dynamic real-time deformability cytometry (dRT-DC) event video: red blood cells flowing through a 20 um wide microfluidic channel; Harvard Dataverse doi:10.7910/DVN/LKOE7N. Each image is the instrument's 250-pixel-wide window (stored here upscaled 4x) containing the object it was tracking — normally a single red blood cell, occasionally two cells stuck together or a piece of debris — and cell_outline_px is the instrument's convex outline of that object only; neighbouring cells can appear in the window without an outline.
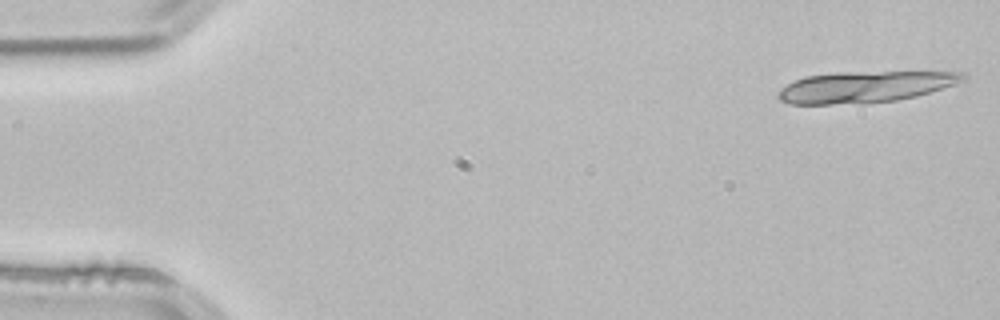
{"species": "common noctule bat (a hibernating species)", "species_latin": "Nyctalus noctula", "temperature_condition": "room temperature", "stored_images_in_passage": 18, "camera_frame_rate_fps": 3000, "um_per_image_px": 0.085, "animal": {"sex": "male", "body_mass_g": 21.5, "forearm_length_mm": 52.0}, "frame": {"image": 1, "passage_image": 1, "time_ms": 0.0, "image_size_px": [1000, 320], "cell_outline_px": [[968, 76], [964, 80], [916, 96], [896, 100], [864, 104], [788, 104], [780, 100], [776, 96], [780, 88], [804, 76], [836, 72], [964, 72]], "centroid_in_image_um": [73.46, 7.39], "position_along_channel_um": 11.5, "area_um2": 33.64}}